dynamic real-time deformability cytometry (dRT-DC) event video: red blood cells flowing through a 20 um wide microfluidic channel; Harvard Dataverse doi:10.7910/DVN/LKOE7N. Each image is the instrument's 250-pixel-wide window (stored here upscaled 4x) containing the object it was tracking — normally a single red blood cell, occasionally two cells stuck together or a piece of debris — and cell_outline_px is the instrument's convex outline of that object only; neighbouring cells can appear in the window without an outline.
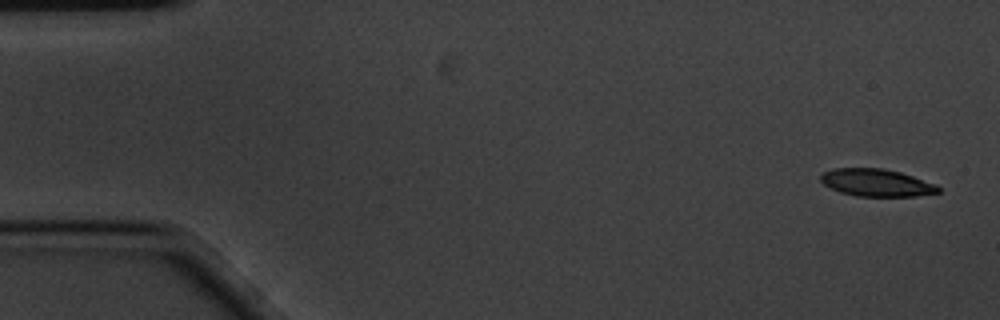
{"species": "common noctule bat (a hibernating species)", "species_latin": "Nyctalus noctula", "temperature_condition": "cold", "stored_images_in_passage": 5, "camera_frame_rate_fps": 3000, "um_per_image_px": 0.085, "animal": {"sex": "male", "body_mass_g": 20.1, "forearm_length_mm": 53.5}, "frame": {"image": 1, "passage_image": 1, "time_ms": 0.0, "image_size_px": [1000, 320], "cell_outline_px": [[940, 192], [916, 196], [856, 196], [840, 192], [824, 184], [820, 180], [820, 176], [824, 172], [832, 168], [884, 168], [900, 172], [936, 184], [940, 188]], "centroid_in_image_um": [74.5, 15.52], "position_along_channel_um": 10.5, "area_um2": 18.73}}
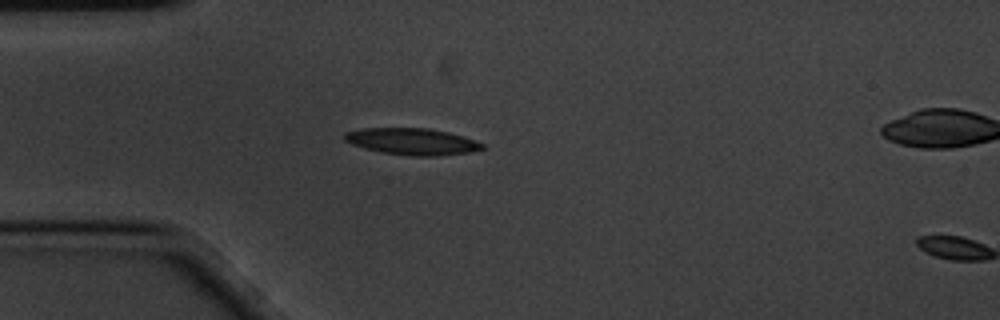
{"frame": {"image": 2, "passage_image": 4, "time_ms": 1.0, "image_size_px": [1000, 320], "cell_outline_px": [[484, 148], [468, 152], [436, 156], [416, 156], [380, 152], [364, 148], [352, 144], [344, 140], [344, 132], [364, 128], [428, 128], [448, 132], [464, 136], [484, 144]], "centroid_in_image_um": [35.01, 12.02], "position_along_channel_um": 50.0, "area_um2": 21.27}}